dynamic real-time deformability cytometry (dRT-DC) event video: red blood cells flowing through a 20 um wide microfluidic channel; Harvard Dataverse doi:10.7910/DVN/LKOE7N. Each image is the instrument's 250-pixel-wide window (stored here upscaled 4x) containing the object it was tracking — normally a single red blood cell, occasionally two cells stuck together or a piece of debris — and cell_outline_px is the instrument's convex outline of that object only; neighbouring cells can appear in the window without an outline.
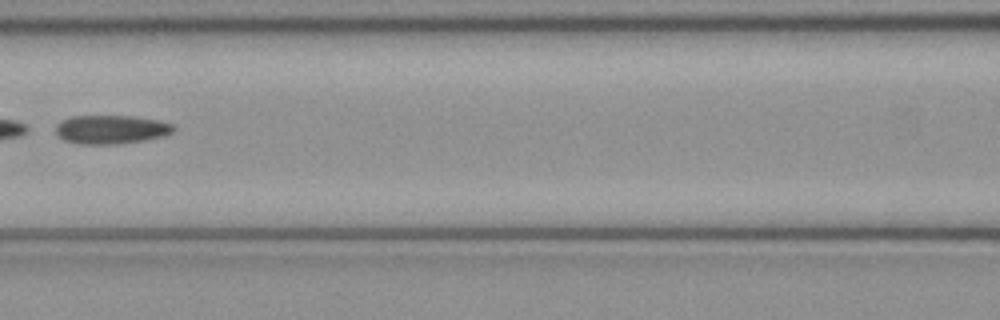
{"species": "common noctule bat (a hibernating species)", "species_latin": "Nyctalus noctula", "temperature_condition": "cold", "stored_images_in_passage": 5, "camera_frame_rate_fps": 3000, "um_per_image_px": 0.085, "animal": {"sex": "female", "body_mass_g": 21.9}, "frame": {"image": 1, "passage_image": 4, "time_ms": 1.0, "image_size_px": [1000, 320], "cell_outline_px": [[176, 128], [172, 132], [164, 136], [144, 140], [116, 144], [76, 144], [64, 140], [56, 136], [56, 124], [60, 120], [72, 116], [132, 116], [156, 120], [176, 124]], "centroid_in_image_um": [9.42, 11.0], "position_along_channel_um": 157.2, "area_um2": 19.94}}
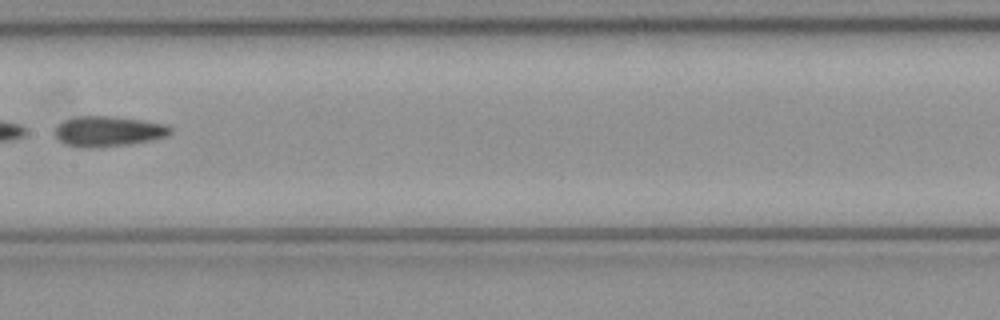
{"frame": {"image": 2, "passage_image": 5, "time_ms": 1.333, "image_size_px": [1000, 320], "cell_outline_px": [[172, 132], [168, 136], [152, 140], [132, 144], [92, 148], [80, 148], [64, 144], [52, 132], [56, 124], [64, 120], [76, 116], [112, 116], [144, 120], [168, 124], [172, 128]], "centroid_in_image_um": [9.19, 11.16], "position_along_channel_um": 198.2, "area_um2": 20.98}}